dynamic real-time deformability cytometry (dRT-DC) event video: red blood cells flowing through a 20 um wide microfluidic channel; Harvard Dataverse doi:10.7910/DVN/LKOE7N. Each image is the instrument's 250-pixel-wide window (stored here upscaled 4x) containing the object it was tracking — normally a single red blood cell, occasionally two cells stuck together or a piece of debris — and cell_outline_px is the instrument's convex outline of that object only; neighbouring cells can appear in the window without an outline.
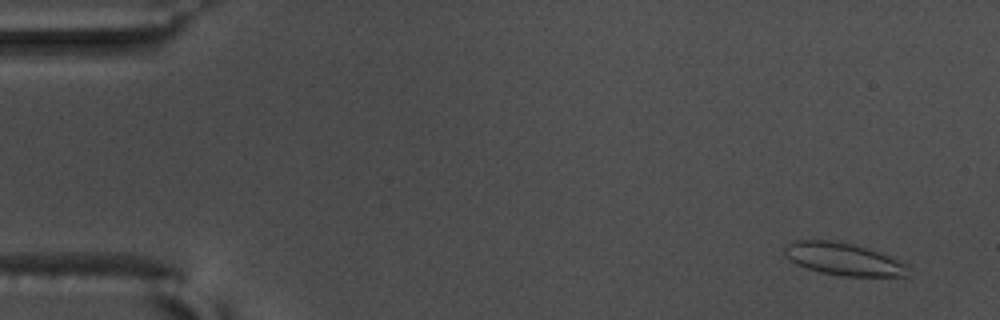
{"species": "common noctule bat (a hibernating species)", "species_latin": "Nyctalus noctula", "temperature_condition": "warm", "stored_images_in_passage": 57, "camera_frame_rate_fps": 3000, "um_per_image_px": 0.085, "animal": {"sex": "male", "body_mass_g": 17.5, "forearm_length_mm": 52.3}, "frame": {"image": 1, "passage_image": 4, "time_ms": 1.0, "image_size_px": [1000, 320], "cell_outline_px": [[908, 276], [840, 276], [820, 272], [796, 264], [784, 256], [784, 248], [792, 240], [828, 240], [852, 244], [888, 256], [908, 264]], "centroid_in_image_um": [71.65, 22.03], "position_along_channel_um": 13.3, "area_um2": 23.12}}
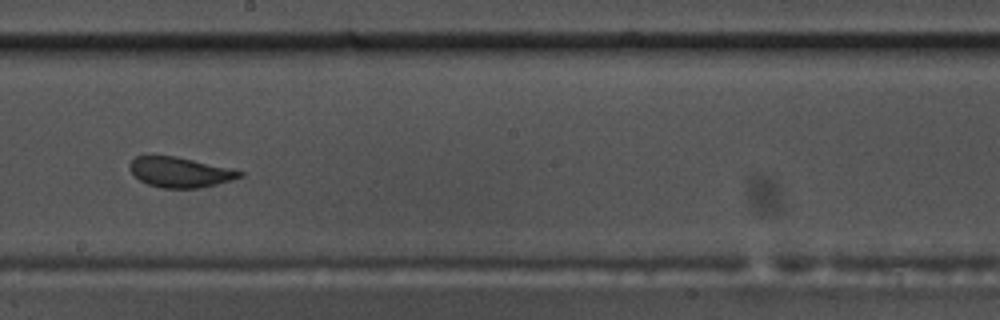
{"frame": {"image": 2, "passage_image": 33, "time_ms": 10.667, "image_size_px": [1000, 320], "cell_outline_px": [[244, 176], [232, 180], [200, 188], [160, 188], [148, 184], [140, 180], [128, 168], [128, 164], [136, 156], [176, 156], [232, 168], [244, 172]], "centroid_in_image_um": [15.33, 14.64], "position_along_channel_um": 232.9, "area_um2": 19.42}}
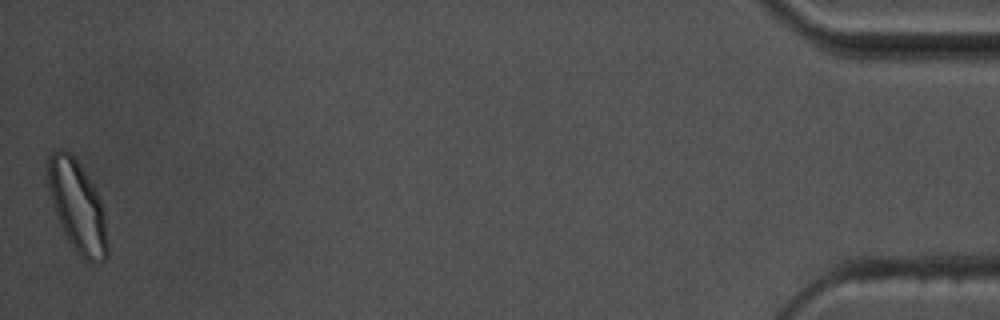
{"frame": {"image": 3, "passage_image": 57, "time_ms": 18.667, "image_size_px": [1000, 320], "cell_outline_px": [[108, 256], [100, 264], [96, 264], [84, 260], [76, 252], [68, 240], [60, 224], [52, 204], [48, 188], [48, 156], [56, 148], [60, 148], [68, 152], [76, 160], [92, 184], [104, 208], [108, 244]], "centroid_in_image_um": [6.59, 17.6], "position_along_channel_um": 428.6, "area_um2": 31.67}, "authors_computed_cell_mechanics": {"area_um2": 21.0392, "velocity_mm_per_s": 3.6097, "shape_relaxation_time_tau1_ms": 5.2173, "shape_relaxation_time_tau2_ms": 0.8379, "deformation_change_tau1": 0.1557, "deformation_change_tau2": 0.0678}}